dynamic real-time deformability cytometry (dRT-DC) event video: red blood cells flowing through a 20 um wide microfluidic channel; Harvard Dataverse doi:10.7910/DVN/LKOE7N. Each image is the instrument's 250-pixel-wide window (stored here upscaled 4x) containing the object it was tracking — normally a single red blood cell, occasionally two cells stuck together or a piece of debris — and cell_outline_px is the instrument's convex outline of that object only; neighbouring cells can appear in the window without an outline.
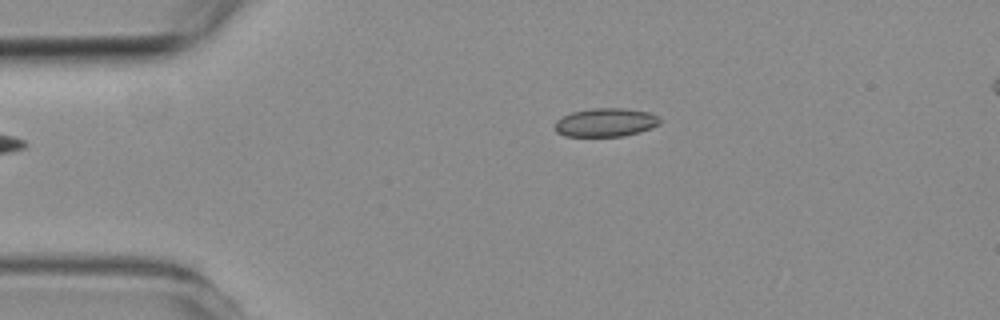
{"species": "common noctule bat (a hibernating species)", "species_latin": "Nyctalus noctula", "temperature_condition": "room temperature", "stored_images_in_passage": 3, "camera_frame_rate_fps": 3000, "um_per_image_px": 0.085, "animal": {"sex": "female", "body_mass_g": 19.3, "forearm_length_mm": 54.1}, "frame": {"image": 1, "passage_image": 3, "time_ms": 2.333, "image_size_px": [1000, 320], "cell_outline_px": [[660, 124], [652, 128], [640, 132], [624, 136], [564, 136], [556, 132], [556, 120], [572, 112], [592, 108], [624, 108], [648, 112], [656, 116], [660, 120]], "centroid_in_image_um": [51.49, 10.41], "position_along_channel_um": 33.5, "area_um2": 17.4}}